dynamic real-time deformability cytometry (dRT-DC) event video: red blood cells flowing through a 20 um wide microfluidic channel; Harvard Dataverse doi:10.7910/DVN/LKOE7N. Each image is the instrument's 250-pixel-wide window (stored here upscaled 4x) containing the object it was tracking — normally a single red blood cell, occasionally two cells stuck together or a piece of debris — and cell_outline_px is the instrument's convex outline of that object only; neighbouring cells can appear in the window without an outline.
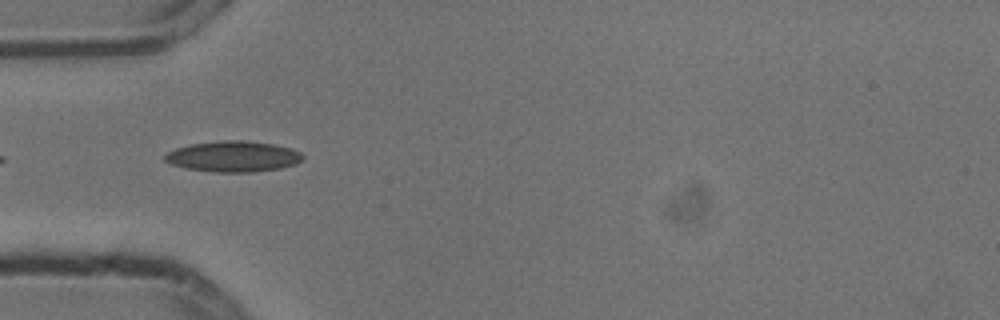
{"species": "common noctule bat (a hibernating species)", "species_latin": "Nyctalus noctula", "temperature_condition": "cold", "stored_images_in_passage": 2, "camera_frame_rate_fps": 3000, "um_per_image_px": 0.085, "animal": {"sex": "male", "body_mass_g": 13.3}, "frame": {"image": 1, "passage_image": 1, "time_ms": 0.0, "image_size_px": [1000, 320], "cell_outline_px": [[304, 156], [296, 164], [280, 168], [252, 172], [216, 172], [184, 168], [172, 164], [164, 160], [164, 156], [168, 152], [176, 148], [192, 144], [224, 140], [244, 140], [272, 144], [292, 148], [300, 152]], "centroid_in_image_um": [19.83, 13.3], "position_along_channel_um": 65.2, "area_um2": 24.62}}
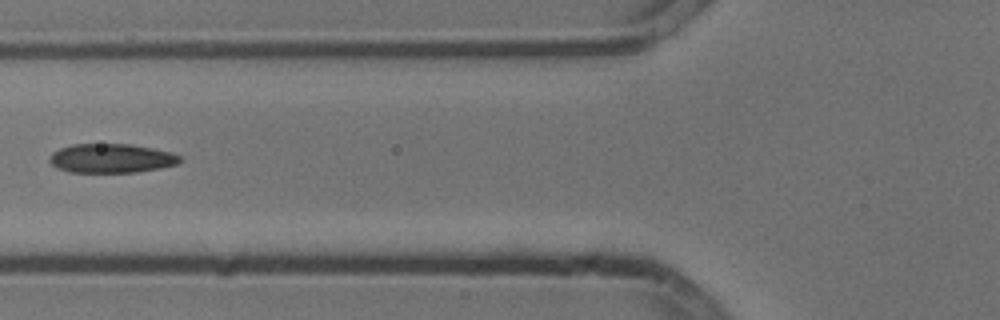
{"frame": {"image": 2, "passage_image": 2, "time_ms": 0.333, "image_size_px": [1000, 320], "cell_outline_px": [[184, 160], [180, 164], [160, 168], [136, 172], [68, 172], [52, 164], [48, 160], [52, 152], [60, 148], [72, 144], [132, 144], [172, 152], [180, 156]], "centroid_in_image_um": [9.51, 13.45], "position_along_channel_um": 116.3, "area_um2": 22.25}}